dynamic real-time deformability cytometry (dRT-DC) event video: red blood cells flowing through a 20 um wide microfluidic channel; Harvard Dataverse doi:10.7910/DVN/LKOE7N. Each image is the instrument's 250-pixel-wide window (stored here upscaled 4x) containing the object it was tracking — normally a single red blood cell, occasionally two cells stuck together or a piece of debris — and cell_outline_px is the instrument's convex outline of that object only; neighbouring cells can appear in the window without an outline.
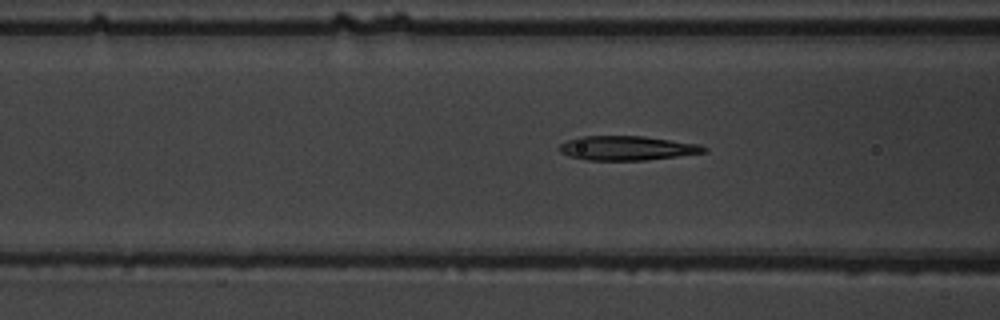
{"species": "common noctule bat (a hibernating species)", "species_latin": "Nyctalus noctula", "temperature_condition": "warm", "stored_images_in_passage": 33, "camera_frame_rate_fps": 3000, "um_per_image_px": 0.085, "animal": {"sex": "male", "body_mass_g": 19.5, "forearm_length_mm": 54.6}, "frame": {"image": 1, "passage_image": 11, "time_ms": 3.333, "image_size_px": [1000, 320], "cell_outline_px": [[708, 152], [644, 160], [588, 160], [568, 156], [560, 152], [556, 148], [560, 144], [568, 140], [580, 136], [644, 136], [700, 144], [708, 148]], "centroid_in_image_um": [53.28, 12.58], "position_along_channel_um": 113.3, "area_um2": 20.58}}
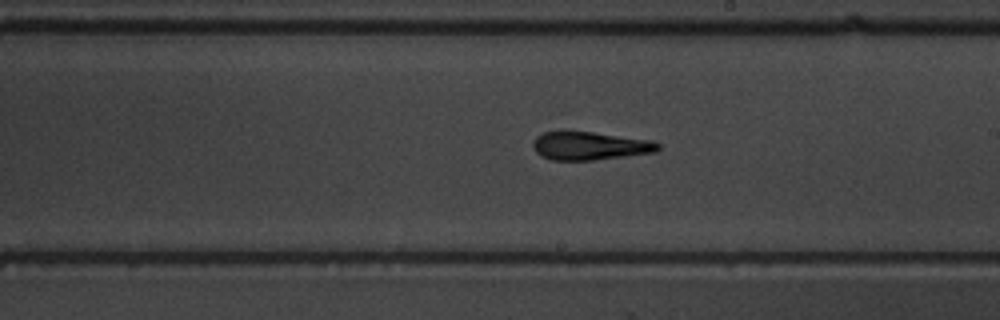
{"frame": {"image": 2, "passage_image": 21, "time_ms": 6.667, "image_size_px": [1000, 320], "cell_outline_px": [[660, 148], [656, 152], [592, 160], [552, 160], [540, 156], [536, 152], [532, 144], [536, 136], [544, 132], [560, 128], [564, 128], [652, 140], [660, 144]], "centroid_in_image_um": [50.07, 12.35], "position_along_channel_um": 238.9, "area_um2": 21.21}}
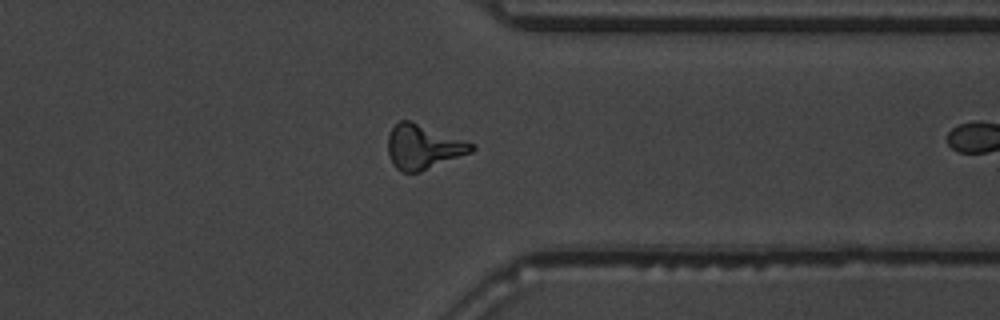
{"frame": {"image": 3, "passage_image": 32, "time_ms": 10.333, "image_size_px": [1000, 320], "cell_outline_px": [[476, 148], [472, 152], [420, 172], [400, 172], [392, 164], [388, 152], [388, 136], [392, 128], [400, 120], [408, 120], [476, 144]], "centroid_in_image_um": [35.98, 12.5], "position_along_channel_um": 375.4, "area_um2": 21.56}}